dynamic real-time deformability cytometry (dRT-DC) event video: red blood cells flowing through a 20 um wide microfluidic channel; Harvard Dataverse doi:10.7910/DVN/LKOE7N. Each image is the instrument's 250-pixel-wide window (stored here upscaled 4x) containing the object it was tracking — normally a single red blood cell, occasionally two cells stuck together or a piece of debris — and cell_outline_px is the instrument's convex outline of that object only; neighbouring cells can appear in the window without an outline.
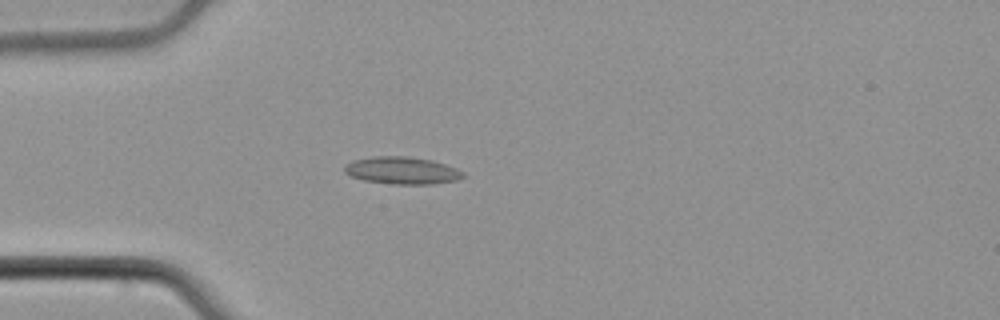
{"species": "common noctule bat (a hibernating species)", "species_latin": "Nyctalus noctula", "temperature_condition": "cold", "stored_images_in_passage": 4, "camera_frame_rate_fps": 3000, "um_per_image_px": 0.085, "animal": {"sex": "male", "body_mass_g": 21.5, "forearm_length_mm": 52.0}, "frame": {"image": 1, "passage_image": 4, "time_ms": 1.0, "image_size_px": [1000, 320], "cell_outline_px": [[464, 176], [456, 180], [432, 184], [392, 184], [364, 180], [352, 176], [344, 172], [344, 164], [352, 160], [376, 156], [408, 156], [432, 160], [456, 168], [464, 172]], "centroid_in_image_um": [34.15, 14.48], "position_along_channel_um": 50.8, "area_um2": 18.84}}